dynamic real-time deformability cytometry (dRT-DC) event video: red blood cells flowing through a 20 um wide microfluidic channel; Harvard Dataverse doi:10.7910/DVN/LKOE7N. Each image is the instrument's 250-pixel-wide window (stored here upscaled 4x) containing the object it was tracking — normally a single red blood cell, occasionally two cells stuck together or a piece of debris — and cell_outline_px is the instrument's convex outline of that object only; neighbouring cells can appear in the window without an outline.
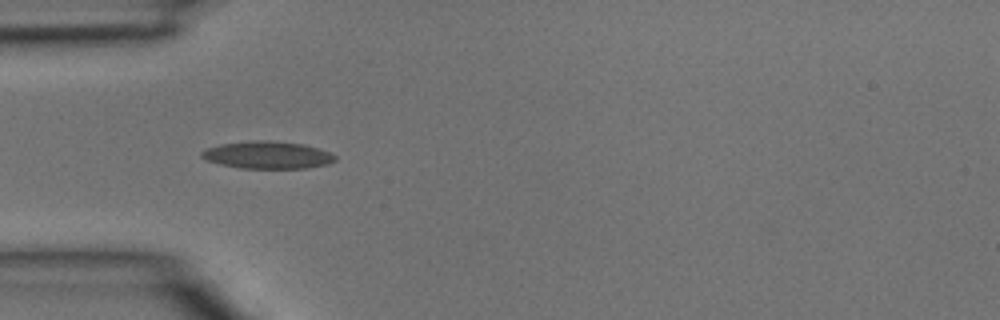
{"species": "common noctule bat (a hibernating species)", "species_latin": "Nyctalus noctula", "temperature_condition": "room temperature", "stored_images_in_passage": 2, "camera_frame_rate_fps": 3000, "um_per_image_px": 0.085, "animal": {"sex": "male", "body_mass_g": 15.6}, "frame": {"image": 1, "passage_image": 1, "time_ms": 0.0, "image_size_px": [1000, 320], "cell_outline_px": [[336, 160], [328, 164], [308, 168], [240, 168], [220, 164], [208, 160], [200, 156], [200, 152], [208, 148], [220, 144], [252, 140], [272, 140], [304, 144], [328, 152], [336, 156]], "centroid_in_image_um": [22.74, 13.17], "position_along_channel_um": 62.3, "area_um2": 21.27}}